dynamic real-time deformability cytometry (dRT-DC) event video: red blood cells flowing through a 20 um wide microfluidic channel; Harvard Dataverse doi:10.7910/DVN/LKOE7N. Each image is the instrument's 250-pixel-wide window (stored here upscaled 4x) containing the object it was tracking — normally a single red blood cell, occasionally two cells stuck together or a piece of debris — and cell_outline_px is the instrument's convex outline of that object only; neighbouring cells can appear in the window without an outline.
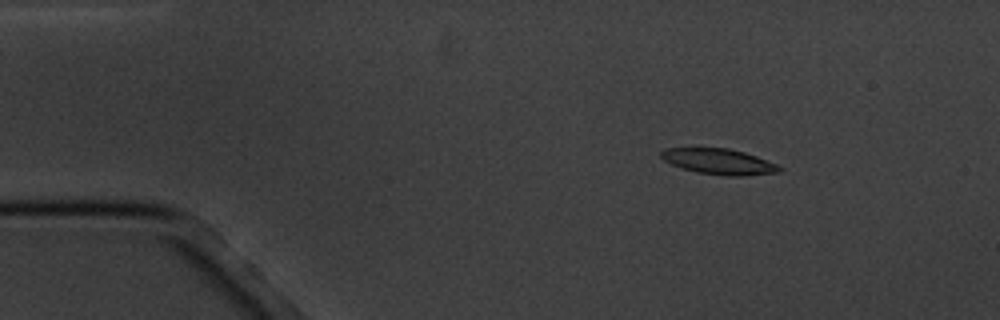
{"species": "common noctule bat (a hibernating species)", "species_latin": "Nyctalus noctula", "temperature_condition": "cold", "stored_images_in_passage": 4, "camera_frame_rate_fps": 3000, "um_per_image_px": 0.085, "animal": {"sex": "male", "body_mass_g": 20.1, "forearm_length_mm": 53.5}, "frame": {"image": 1, "passage_image": 2, "time_ms": 2.0, "image_size_px": [1000, 320], "cell_outline_px": [[784, 168], [780, 172], [744, 176], [728, 176], [696, 172], [680, 168], [664, 160], [660, 156], [660, 152], [664, 148], [728, 148], [744, 152], [756, 156], [776, 164]], "centroid_in_image_um": [61.11, 13.74], "position_along_channel_um": 23.9, "area_um2": 17.74}}
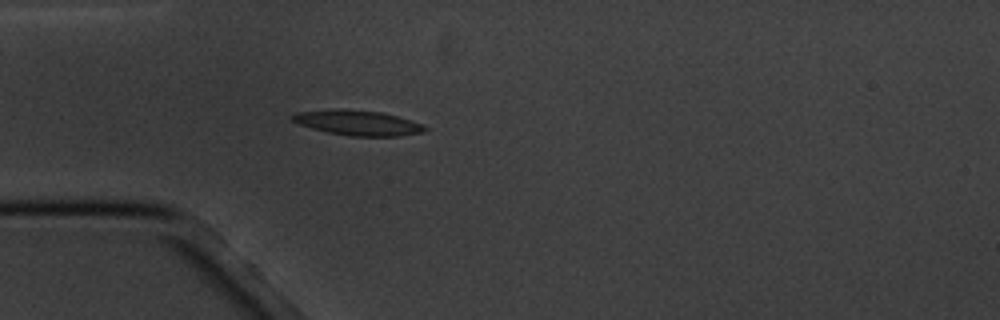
{"frame": {"image": 2, "passage_image": 4, "time_ms": 4.667, "image_size_px": [1000, 320], "cell_outline_px": [[428, 128], [424, 132], [400, 136], [348, 136], [328, 132], [312, 128], [300, 124], [292, 120], [288, 116], [296, 112], [336, 108], [344, 108], [380, 112], [396, 116], [420, 124]], "centroid_in_image_um": [30.35, 10.43], "position_along_channel_um": 54.6, "area_um2": 19.36}}